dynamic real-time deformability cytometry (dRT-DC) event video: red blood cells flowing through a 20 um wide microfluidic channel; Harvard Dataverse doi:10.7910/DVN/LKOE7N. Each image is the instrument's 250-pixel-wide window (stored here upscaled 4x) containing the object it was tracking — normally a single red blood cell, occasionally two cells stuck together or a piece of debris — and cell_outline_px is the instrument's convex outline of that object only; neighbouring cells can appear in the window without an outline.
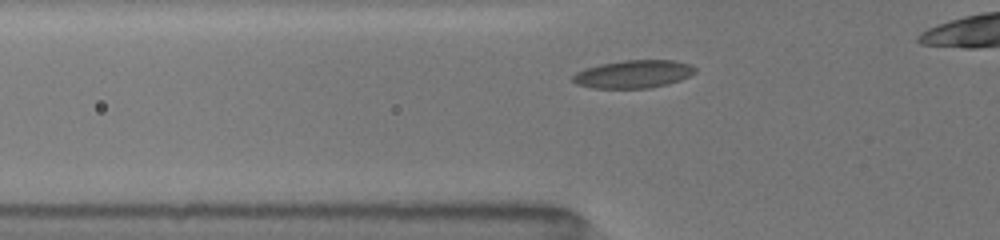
{"species": "common noctule bat (a hibernating species)", "species_latin": "Nyctalus noctula", "temperature_condition": "room temperature", "stored_images_in_passage": 7, "camera_frame_rate_fps": 3000, "um_per_image_px": 0.085, "animal": {"sex": "female", "body_mass_g": 19.5, "forearm_length_mm": 54.1}, "frame": {"image": 1, "passage_image": 2, "time_ms": 0.333, "image_size_px": [1000, 240], "cell_outline_px": [[696, 72], [680, 80], [668, 84], [652, 88], [592, 88], [576, 84], [572, 80], [572, 76], [576, 72], [584, 68], [600, 64], [624, 60], [676, 60], [688, 64], [696, 68]], "centroid_in_image_um": [53.82, 6.3], "position_along_channel_um": 72.0, "area_um2": 20.0}}
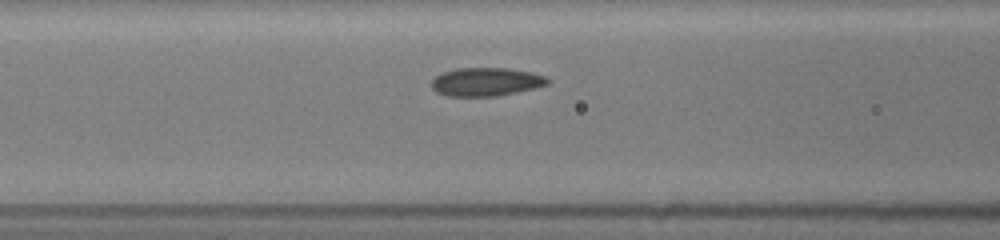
{"frame": {"image": 2, "passage_image": 5, "time_ms": 1.667, "image_size_px": [1000, 240], "cell_outline_px": [[552, 80], [548, 84], [516, 92], [496, 96], [448, 96], [436, 92], [432, 88], [432, 80], [436, 76], [444, 72], [456, 68], [504, 68], [532, 72], [544, 76]], "centroid_in_image_um": [41.31, 6.95], "position_along_channel_um": 125.3, "area_um2": 19.07}}